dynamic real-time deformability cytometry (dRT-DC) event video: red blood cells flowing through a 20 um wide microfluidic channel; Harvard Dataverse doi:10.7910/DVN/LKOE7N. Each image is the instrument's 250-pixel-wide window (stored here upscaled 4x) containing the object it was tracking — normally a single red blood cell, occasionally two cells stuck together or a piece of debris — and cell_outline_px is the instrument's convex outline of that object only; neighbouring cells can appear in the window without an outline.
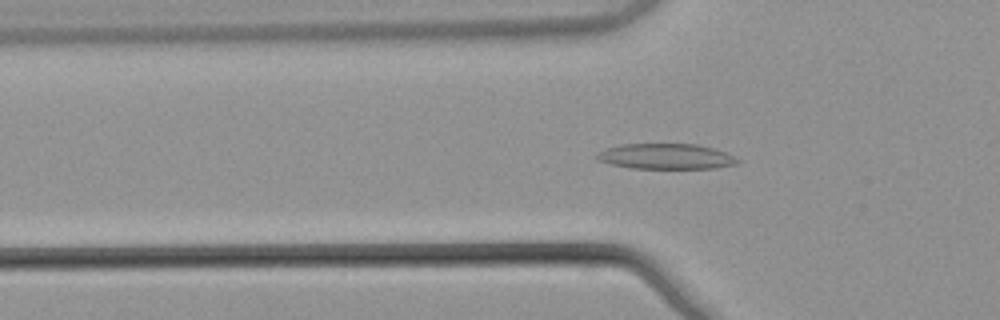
{"species": "common noctule bat (a hibernating species)", "species_latin": "Nyctalus noctula", "temperature_condition": "warm", "stored_images_in_passage": 54, "camera_frame_rate_fps": 3000, "um_per_image_px": 0.085, "animal": {"sex": "male", "body_mass_g": 21.5, "forearm_length_mm": 52.0}, "frame": {"image": 1, "passage_image": 18, "time_ms": 5.667, "image_size_px": [1000, 320], "cell_outline_px": [[740, 160], [736, 164], [716, 168], [632, 168], [612, 164], [596, 160], [592, 156], [608, 148], [620, 144], [696, 144], [712, 148], [736, 156]], "centroid_in_image_um": [56.6, 13.29], "position_along_channel_um": 69.2, "area_um2": 20.81}}
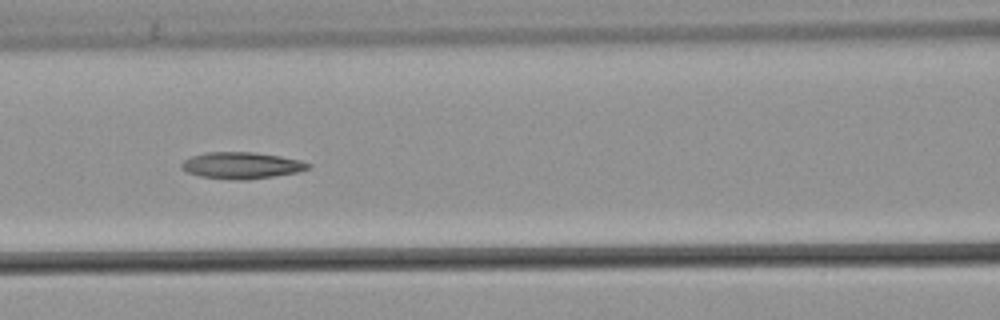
{"frame": {"image": 2, "passage_image": 24, "time_ms": 7.667, "image_size_px": [1000, 320], "cell_outline_px": [[312, 168], [300, 172], [248, 180], [236, 180], [200, 176], [188, 172], [180, 168], [180, 164], [184, 160], [192, 156], [208, 152], [252, 152], [280, 156], [300, 160], [312, 164]], "centroid_in_image_um": [20.57, 14.06], "position_along_channel_um": 146.0, "area_um2": 19.71}}
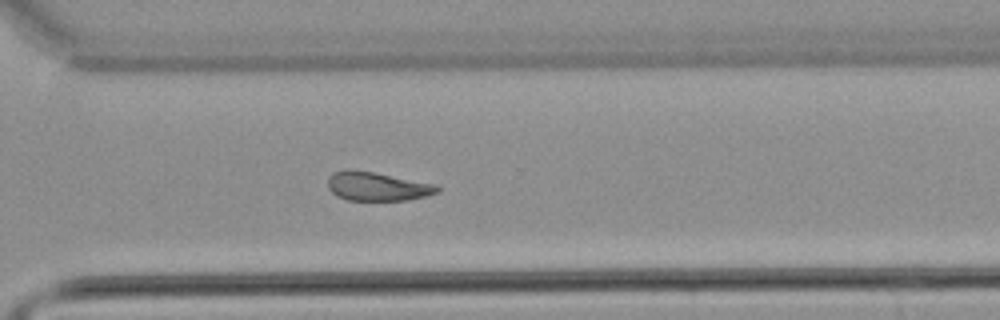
{"frame": {"image": 3, "passage_image": 39, "time_ms": 12.667, "image_size_px": [1000, 320], "cell_outline_px": [[440, 192], [428, 196], [408, 200], [348, 200], [336, 196], [328, 188], [328, 176], [332, 172], [344, 168], [348, 168], [372, 172], [436, 184], [440, 188]], "centroid_in_image_um": [32.04, 15.83], "position_along_channel_um": 338.6, "area_um2": 18.61}, "authors_computed_cell_mechanics": {"area_um2": 19.5653, "velocity_mm_per_s": 3.8632, "shape_relaxation_time_tau1_ms": null, "shape_relaxation_time_tau2_ms": 7.8044, "deformation_change_tau1": null, "deformation_change_tau2": 0.1933}}